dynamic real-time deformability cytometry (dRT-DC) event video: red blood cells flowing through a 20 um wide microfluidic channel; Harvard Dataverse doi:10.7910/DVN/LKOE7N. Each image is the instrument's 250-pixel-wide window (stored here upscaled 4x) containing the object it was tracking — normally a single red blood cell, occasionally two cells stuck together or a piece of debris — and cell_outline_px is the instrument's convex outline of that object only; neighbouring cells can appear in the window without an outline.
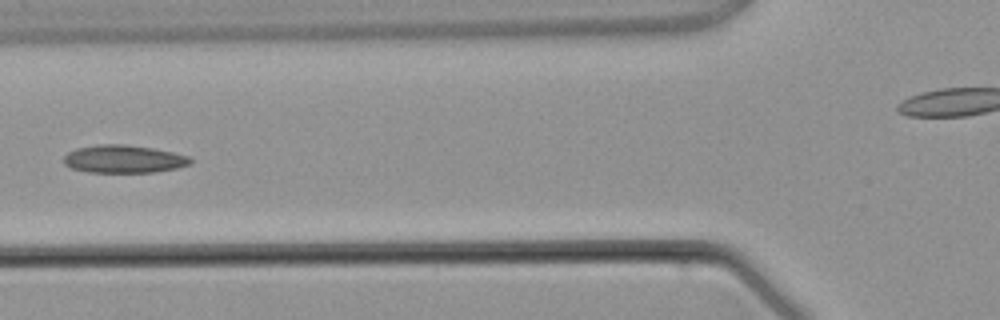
{"species": "common noctule bat (a hibernating species)", "species_latin": "Nyctalus noctula", "temperature_condition": "warm", "stored_images_in_passage": 6, "segment_of_instrument_passage": [1, 2], "camera_frame_rate_fps": 3000, "um_per_image_px": 0.085, "animal": {"sex": "male", "body_mass_g": 21.5, "forearm_length_mm": 52.0}, "frame": {"image": 1, "passage_image": 5, "time_ms": 5.0, "image_size_px": [1000, 320], "cell_outline_px": [[192, 164], [176, 168], [152, 172], [88, 172], [68, 168], [64, 164], [64, 156], [68, 152], [76, 148], [100, 144], [124, 144], [152, 148], [172, 152], [188, 156], [192, 160]], "centroid_in_image_um": [10.48, 13.52], "position_along_channel_um": 115.3, "area_um2": 20.58}}